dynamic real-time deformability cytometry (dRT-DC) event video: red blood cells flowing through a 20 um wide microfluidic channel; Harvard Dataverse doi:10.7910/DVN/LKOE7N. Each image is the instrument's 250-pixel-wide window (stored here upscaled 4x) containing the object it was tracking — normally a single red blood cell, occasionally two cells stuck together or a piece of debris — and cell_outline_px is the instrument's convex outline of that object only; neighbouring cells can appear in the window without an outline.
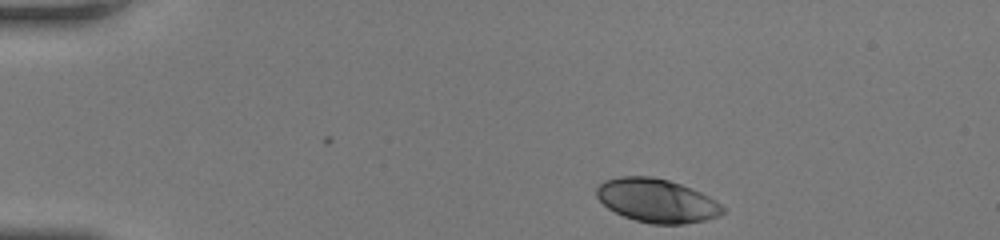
{"species": "human", "species_latin": "Homo sapiens", "temperature_condition": "room temperature", "stored_images_in_passage": 42, "camera_frame_rate_fps": 3000, "um_per_image_px": 0.085, "donor": {"sex": "female"}, "frame": {"image": 1, "passage_image": 1, "time_ms": 0.0, "image_size_px": [1000, 240], "cell_outline_px": [[724, 212], [720, 216], [704, 220], [680, 224], [652, 224], [636, 220], [624, 216], [608, 208], [596, 196], [596, 188], [604, 180], [620, 176], [652, 176], [668, 180], [680, 184], [700, 192], [716, 200], [724, 208]], "centroid_in_image_um": [55.82, 17.04], "position_along_channel_um": 29.2, "area_um2": 31.91}}
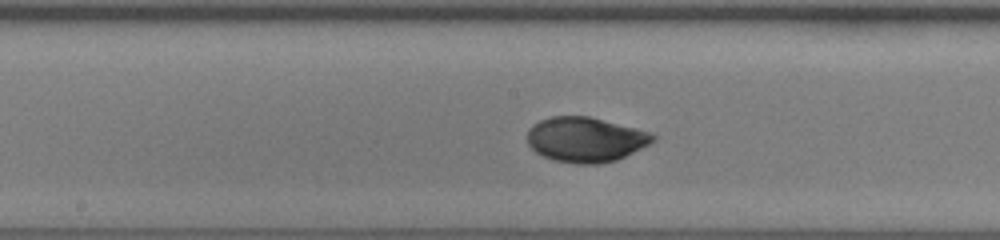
{"frame": {"image": 2, "passage_image": 19, "time_ms": 6.0, "image_size_px": [1000, 240], "cell_outline_px": [[656, 140], [616, 160], [600, 164], [576, 164], [552, 160], [536, 152], [528, 144], [528, 128], [532, 124], [540, 120], [552, 116], [588, 116], [636, 128], [648, 132], [656, 136]], "centroid_in_image_um": [49.74, 11.86], "position_along_channel_um": 198.5, "area_um2": 32.77}}
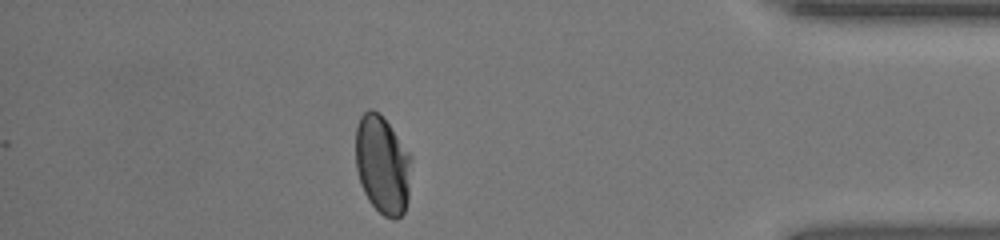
{"frame": {"image": 3, "passage_image": 36, "time_ms": 11.667, "image_size_px": [1000, 240], "cell_outline_px": [[412, 156], [408, 200], [404, 212], [396, 220], [392, 220], [384, 216], [368, 200], [364, 192], [356, 168], [356, 128], [360, 116], [368, 108], [372, 108], [388, 124]], "centroid_in_image_um": [32.52, 14.03], "position_along_channel_um": 402.7, "area_um2": 31.85}, "authors_computed_cell_mechanics": {"area_um2": 32.3391, "velocity_mm_per_s": 4.221, "shape_relaxation_time_tau1_ms": 3.2258, "shape_relaxation_time_tau2_ms": null, "deformation_change_tau1": 0.1525, "deformation_change_tau2": null}}